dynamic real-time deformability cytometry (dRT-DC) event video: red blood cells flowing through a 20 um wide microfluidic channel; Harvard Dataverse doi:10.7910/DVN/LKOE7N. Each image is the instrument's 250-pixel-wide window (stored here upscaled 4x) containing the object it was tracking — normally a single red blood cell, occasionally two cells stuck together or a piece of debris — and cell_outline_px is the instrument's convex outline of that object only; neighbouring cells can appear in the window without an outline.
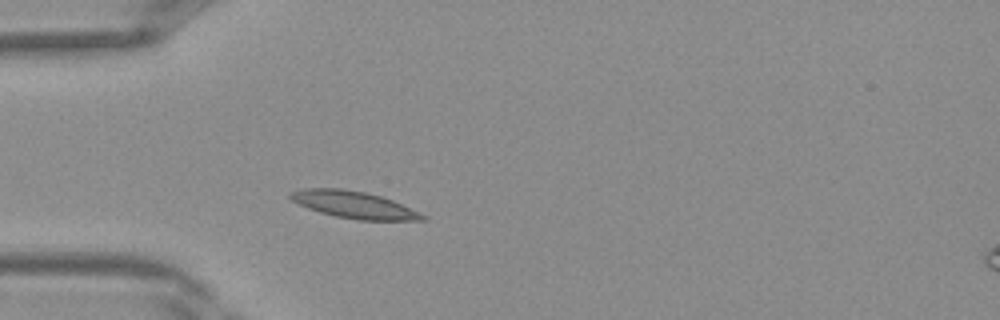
{"species": "Egyptian fruit bat (a non-hibernating species)", "species_latin": "Rousettus aegyptiacus", "temperature_condition": "warm", "stored_images_in_passage": 31, "camera_frame_rate_fps": 3000, "um_per_image_px": 0.085, "frame": {"image": 1, "passage_image": 4, "time_ms": 1.0, "image_size_px": [1000, 320], "cell_outline_px": [[428, 220], [356, 220], [336, 216], [320, 212], [308, 208], [292, 200], [288, 196], [288, 192], [300, 188], [340, 188], [364, 192], [380, 196], [392, 200], [428, 216]], "centroid_in_image_um": [30.06, 17.4], "position_along_channel_um": 54.9, "area_um2": 20.75}}
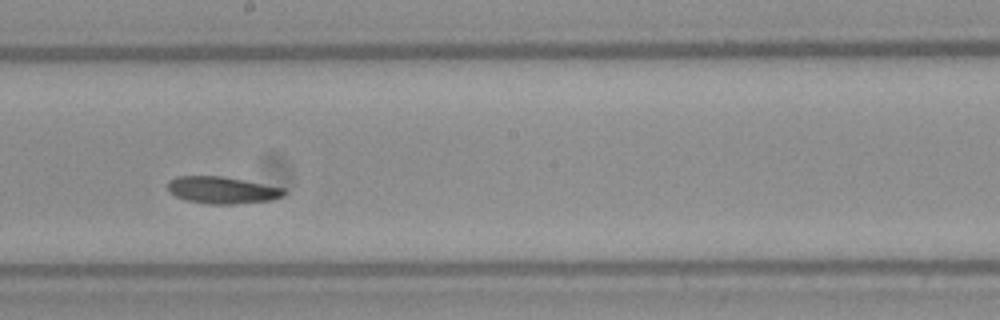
{"frame": {"image": 2, "passage_image": 15, "time_ms": 4.667, "image_size_px": [1000, 320], "cell_outline_px": [[284, 192], [280, 196], [268, 200], [236, 204], [208, 204], [188, 200], [176, 196], [168, 192], [168, 180], [176, 176], [220, 176], [244, 180], [284, 188]], "centroid_in_image_um": [18.81, 16.15], "position_along_channel_um": 229.4, "area_um2": 18.03}}
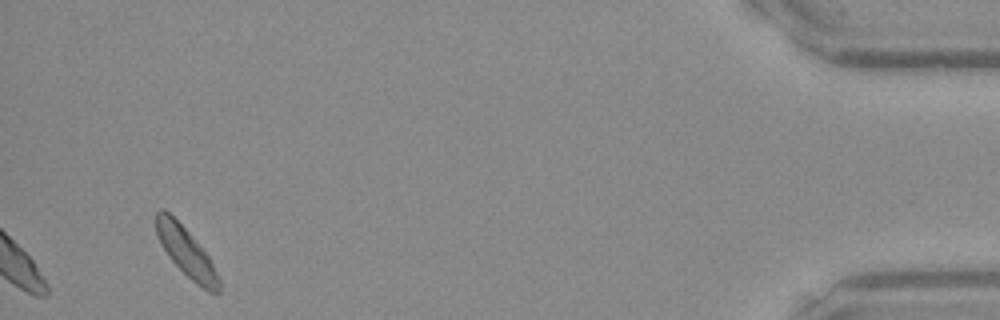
{"frame": {"image": 3, "passage_image": 31, "time_ms": 10.0, "image_size_px": [1000, 320], "cell_outline_px": [[220, 292], [208, 292], [196, 284], [168, 256], [160, 244], [156, 232], [156, 212], [160, 208], [164, 208], [188, 232], [208, 256], [220, 280]], "centroid_in_image_um": [15.81, 21.42], "position_along_channel_um": 419.4, "area_um2": 17.51}}